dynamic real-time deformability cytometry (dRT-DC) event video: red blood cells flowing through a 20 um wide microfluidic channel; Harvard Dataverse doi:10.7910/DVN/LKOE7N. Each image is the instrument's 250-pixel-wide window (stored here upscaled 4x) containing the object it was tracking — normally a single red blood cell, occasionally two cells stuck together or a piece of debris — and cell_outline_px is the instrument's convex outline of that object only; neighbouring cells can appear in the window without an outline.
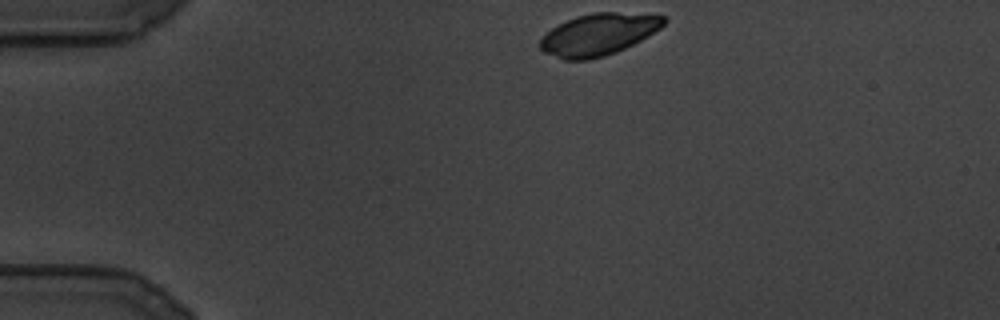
{"species": "common noctule bat (a hibernating species)", "species_latin": "Nyctalus noctula", "temperature_condition": "cold", "stored_images_in_passage": 67, "camera_frame_rate_fps": 3000, "um_per_image_px": 0.085, "animal": {"sex": "male", "body_mass_g": 19.5, "forearm_length_mm": 54.6}, "frame": {"image": 1, "passage_image": 1, "time_ms": 0.0, "image_size_px": [1000, 320], "cell_outline_px": [[668, 20], [660, 28], [648, 36], [616, 52], [604, 56], [588, 60], [564, 60], [544, 52], [540, 48], [540, 40], [552, 28], [576, 16], [592, 12], [616, 12], [664, 16]], "centroid_in_image_um": [50.87, 2.93], "position_along_channel_um": 34.1, "area_um2": 29.82}}